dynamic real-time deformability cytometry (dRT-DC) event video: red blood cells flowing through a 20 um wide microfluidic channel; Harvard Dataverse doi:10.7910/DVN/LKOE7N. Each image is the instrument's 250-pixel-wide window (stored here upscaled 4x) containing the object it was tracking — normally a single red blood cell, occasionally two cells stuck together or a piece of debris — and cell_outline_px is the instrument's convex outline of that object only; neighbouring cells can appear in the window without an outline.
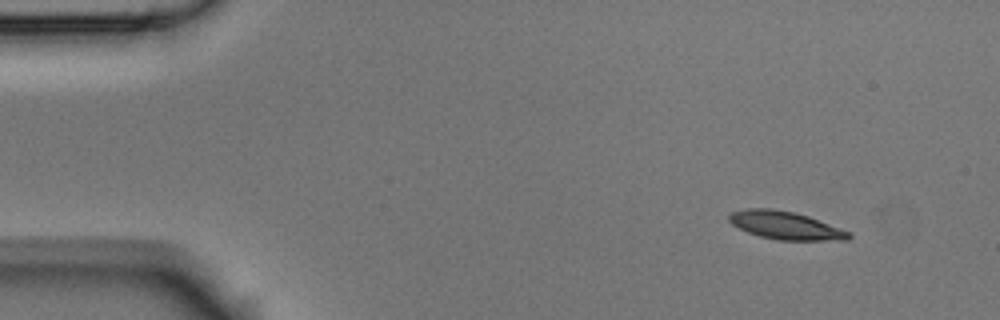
{"species": "Egyptian fruit bat (a non-hibernating species)", "species_latin": "Rousettus aegyptiacus", "temperature_condition": "room temperature", "stored_images_in_passage": 3, "camera_frame_rate_fps": 3000, "um_per_image_px": 0.085, "animal": {"sex": "male"}, "frame": {"image": 1, "passage_image": 1, "time_ms": 0.0, "image_size_px": [1000, 320], "cell_outline_px": [[852, 236], [848, 240], [776, 240], [760, 236], [748, 232], [732, 224], [728, 220], [728, 216], [732, 212], [748, 208], [772, 208], [792, 212], [808, 216], [852, 232]], "centroid_in_image_um": [66.79, 19.16], "position_along_channel_um": 18.2, "area_um2": 19.48}}
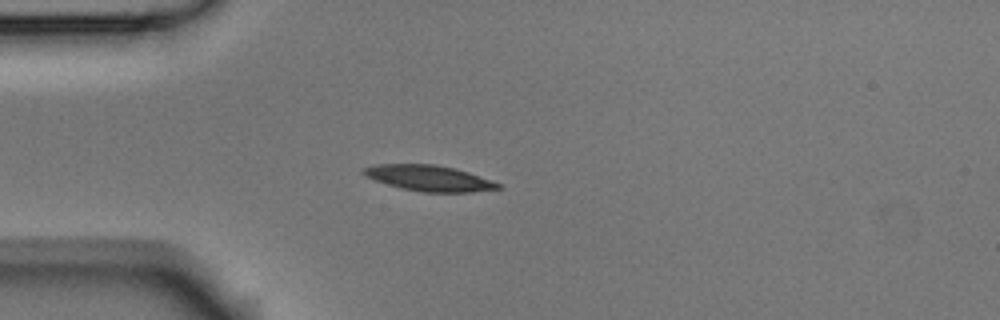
{"frame": {"image": 2, "passage_image": 3, "time_ms": 0.667, "image_size_px": [1000, 320], "cell_outline_px": [[504, 188], [472, 192], [424, 192], [400, 188], [364, 176], [360, 172], [360, 168], [376, 164], [432, 164], [456, 168], [468, 172], [500, 184]], "centroid_in_image_um": [36.42, 15.14], "position_along_channel_um": 48.6, "area_um2": 20.23}}